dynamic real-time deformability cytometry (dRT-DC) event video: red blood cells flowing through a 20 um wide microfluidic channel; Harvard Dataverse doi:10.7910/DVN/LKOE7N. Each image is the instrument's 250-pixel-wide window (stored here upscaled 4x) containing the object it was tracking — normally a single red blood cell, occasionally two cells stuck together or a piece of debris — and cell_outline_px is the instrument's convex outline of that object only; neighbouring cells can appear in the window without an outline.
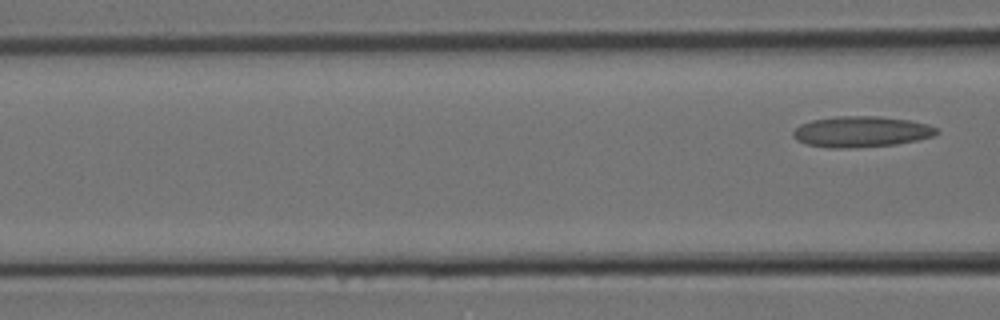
{"species": "Egyptian fruit bat (a non-hibernating species)", "species_latin": "Rousettus aegyptiacus", "temperature_condition": "room temperature", "stored_images_in_passage": 3, "segment_of_instrument_passage": [2, 2], "camera_frame_rate_fps": 3000, "um_per_image_px": 0.085, "animal": {"sex": "female"}, "frame": {"image": 1, "passage_image": 3, "time_ms": 0.667, "image_size_px": [1000, 320], "cell_outline_px": [[940, 132], [932, 136], [916, 140], [896, 144], [848, 148], [828, 148], [808, 144], [796, 140], [792, 136], [792, 132], [800, 124], [812, 120], [836, 116], [880, 116], [908, 120], [928, 124], [936, 128]], "centroid_in_image_um": [73.18, 11.19], "position_along_channel_um": 93.4, "area_um2": 25.78}}